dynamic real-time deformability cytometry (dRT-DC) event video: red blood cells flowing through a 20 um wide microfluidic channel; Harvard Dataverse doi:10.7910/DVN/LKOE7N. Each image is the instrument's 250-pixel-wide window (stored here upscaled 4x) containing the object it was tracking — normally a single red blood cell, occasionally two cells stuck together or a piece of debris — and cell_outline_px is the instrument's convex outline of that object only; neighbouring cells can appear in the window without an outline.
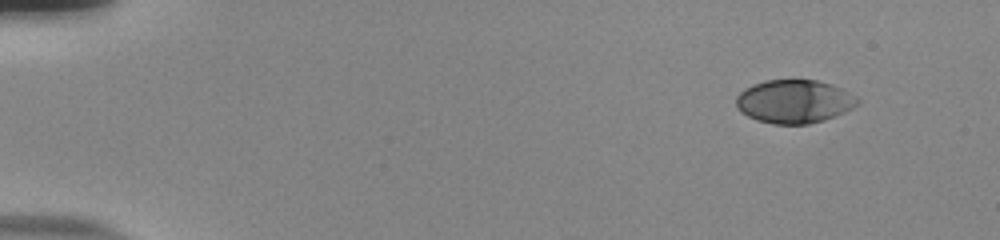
{"species": "human", "species_latin": "Homo sapiens", "temperature_condition": "room temperature", "stored_images_in_passage": 50, "camera_frame_rate_fps": 3000, "um_per_image_px": 0.085, "donor": {"sex": "male"}, "frame": {"image": 1, "passage_image": 1, "time_ms": 0.0, "image_size_px": [1000, 240], "cell_outline_px": [[860, 104], [844, 112], [824, 120], [808, 124], [772, 124], [756, 120], [740, 112], [736, 108], [736, 96], [744, 88], [752, 84], [764, 80], [816, 80], [832, 84], [856, 96], [860, 100]], "centroid_in_image_um": [67.48, 8.62], "position_along_channel_um": 17.5, "area_um2": 30.92}}
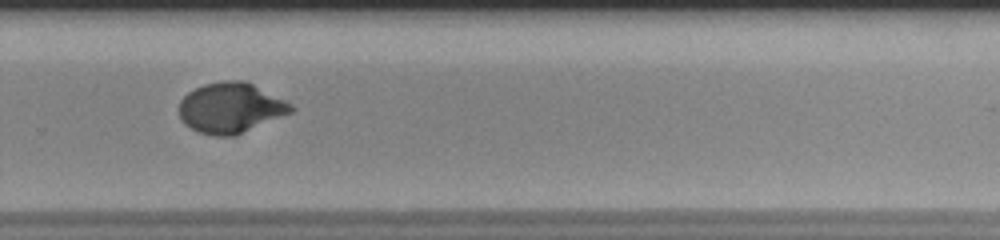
{"frame": {"image": 2, "passage_image": 34, "time_ms": 11.0, "image_size_px": [1000, 240], "cell_outline_px": [[296, 108], [292, 112], [236, 136], [216, 136], [196, 132], [184, 124], [180, 120], [180, 100], [188, 92], [204, 84], [228, 80], [244, 80], [292, 104]], "centroid_in_image_um": [19.59, 9.19], "position_along_channel_um": 310.2, "area_um2": 32.83}}
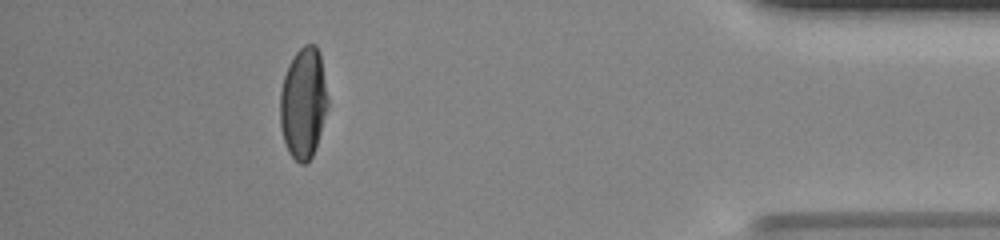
{"frame": {"image": 3, "passage_image": 45, "time_ms": 14.667, "image_size_px": [1000, 240], "cell_outline_px": [[328, 108], [312, 156], [304, 164], [300, 164], [288, 152], [280, 128], [280, 92], [284, 76], [288, 64], [296, 52], [304, 44], [316, 44], [320, 52], [328, 96]], "centroid_in_image_um": [25.78, 8.72], "position_along_channel_um": 409.4, "area_um2": 30.98}, "authors_computed_cell_mechanics": {"area_um2": 31.1831, "velocity_mm_per_s": 3.859, "shape_relaxation_time_tau1_ms": 4.5186, "shape_relaxation_time_tau2_ms": null, "deformation_change_tau1": 0.2148, "deformation_change_tau2": null}}